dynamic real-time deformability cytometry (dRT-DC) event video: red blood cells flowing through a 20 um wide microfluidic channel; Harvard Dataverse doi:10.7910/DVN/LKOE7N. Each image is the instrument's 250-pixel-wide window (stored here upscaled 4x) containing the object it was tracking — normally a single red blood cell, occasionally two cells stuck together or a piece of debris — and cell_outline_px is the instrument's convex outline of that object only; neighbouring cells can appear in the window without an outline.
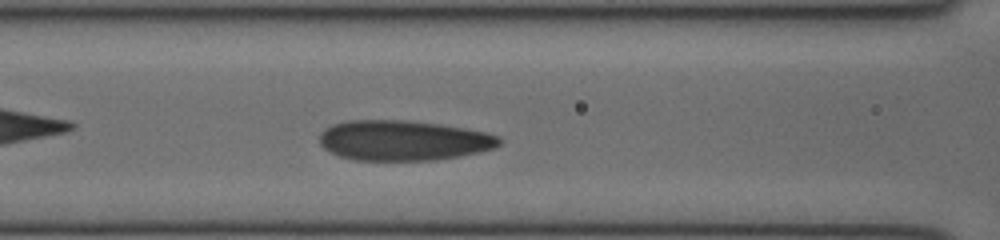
{"species": "human", "species_latin": "Homo sapiens", "temperature_condition": "cold", "stored_images_in_passage": 32, "camera_frame_rate_fps": 3000, "um_per_image_px": 0.085, "donor": {"sex": "female"}, "frame": {"image": 1, "passage_image": 11, "time_ms": 3.333, "image_size_px": [1000, 240], "cell_outline_px": [[500, 144], [496, 148], [460, 156], [436, 160], [352, 160], [340, 156], [324, 148], [320, 144], [320, 132], [324, 128], [332, 124], [348, 120], [408, 120], [440, 124], [464, 128], [484, 132], [500, 136]], "centroid_in_image_um": [34.27, 11.93], "position_along_channel_um": 132.3, "area_um2": 42.25}}
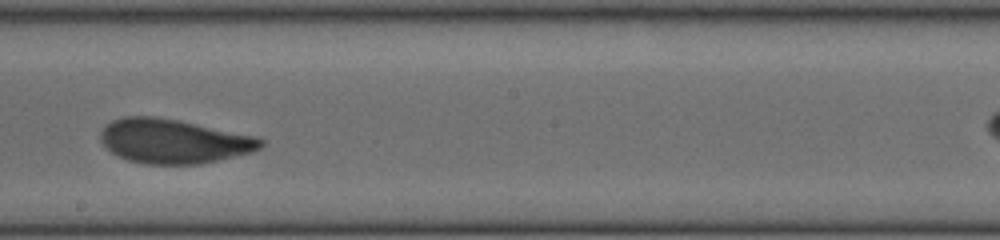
{"frame": {"image": 2, "passage_image": 18, "time_ms": 5.667, "image_size_px": [1000, 240], "cell_outline_px": [[264, 144], [260, 148], [252, 152], [200, 164], [144, 164], [128, 160], [116, 156], [100, 140], [100, 132], [112, 120], [124, 116], [152, 116], [176, 120], [256, 136], [264, 140]], "centroid_in_image_um": [14.74, 12.01], "position_along_channel_um": 233.5, "area_um2": 41.1}}
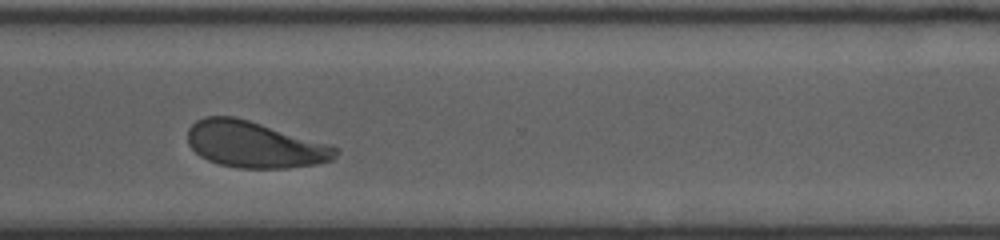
{"frame": {"image": 3, "passage_image": 26, "time_ms": 8.333, "image_size_px": [1000, 240], "cell_outline_px": [[340, 152], [332, 160], [316, 164], [288, 168], [236, 168], [220, 164], [208, 160], [200, 156], [188, 144], [188, 128], [196, 120], [204, 116], [236, 116], [332, 144], [340, 148]], "centroid_in_image_um": [21.68, 12.28], "position_along_channel_um": 348.9, "area_um2": 40.4}}